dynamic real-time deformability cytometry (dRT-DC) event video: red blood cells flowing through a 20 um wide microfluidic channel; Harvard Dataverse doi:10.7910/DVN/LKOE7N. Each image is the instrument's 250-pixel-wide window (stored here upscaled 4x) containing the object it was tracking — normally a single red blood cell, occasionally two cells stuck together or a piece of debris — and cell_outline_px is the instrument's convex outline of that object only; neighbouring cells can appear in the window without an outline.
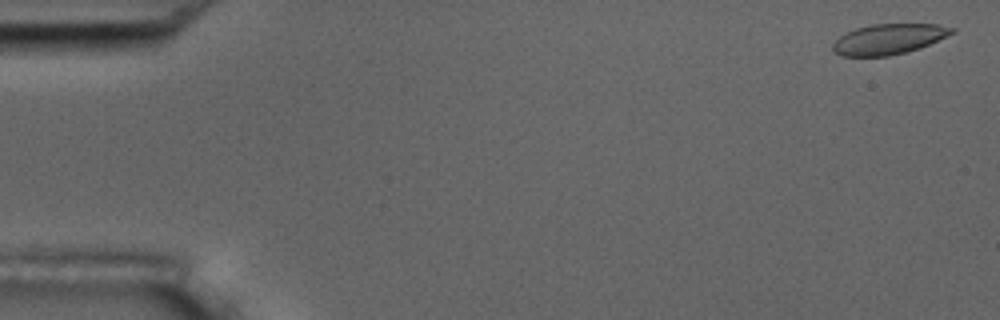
{"species": "common noctule bat (a hibernating species)", "species_latin": "Nyctalus noctula", "temperature_condition": "room temperature", "stored_images_in_passage": 3, "camera_frame_rate_fps": 3000, "um_per_image_px": 0.085, "animal": {"sex": "male", "body_mass_g": 17.5, "forearm_length_mm": 52.3}, "frame": {"image": 1, "passage_image": 1, "time_ms": 0.0, "image_size_px": [1000, 320], "cell_outline_px": [[956, 32], [920, 48], [888, 56], [840, 56], [832, 48], [832, 44], [844, 32], [856, 28], [872, 24], [940, 24], [956, 28]], "centroid_in_image_um": [75.55, 3.31], "position_along_channel_um": 9.4, "area_um2": 21.15}}